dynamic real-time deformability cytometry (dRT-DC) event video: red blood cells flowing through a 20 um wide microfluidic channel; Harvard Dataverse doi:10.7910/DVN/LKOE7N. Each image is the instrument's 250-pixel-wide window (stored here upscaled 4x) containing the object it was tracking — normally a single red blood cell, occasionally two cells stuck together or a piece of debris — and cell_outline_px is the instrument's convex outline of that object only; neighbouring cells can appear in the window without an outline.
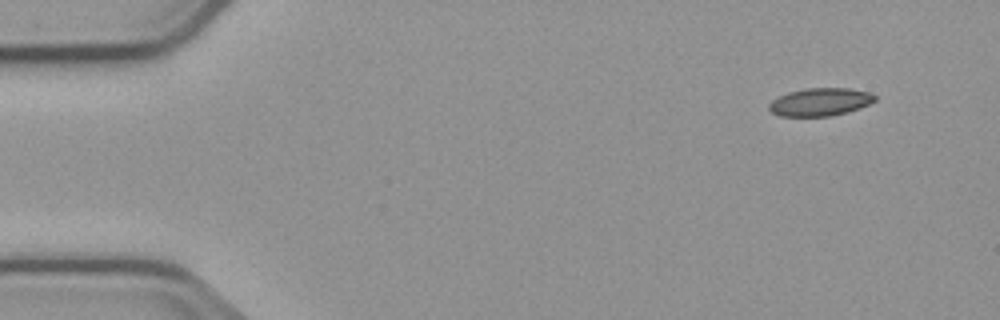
{"species": "common noctule bat (a hibernating species)", "species_latin": "Nyctalus noctula", "temperature_condition": "cold", "stored_images_in_passage": 5, "segment_of_instrument_passage": [2, 2], "camera_frame_rate_fps": 3000, "um_per_image_px": 0.085, "animal": {"sex": "male", "body_mass_g": 23.1, "forearm_length_mm": 52.7}, "frame": {"image": 1, "passage_image": 5, "time_ms": 6.333, "image_size_px": [1000, 320], "cell_outline_px": [[876, 100], [860, 108], [828, 116], [780, 116], [772, 112], [768, 108], [768, 104], [772, 100], [788, 92], [804, 88], [848, 88], [872, 92], [876, 96]], "centroid_in_image_um": [69.71, 8.65], "position_along_channel_um": 15.3, "area_um2": 17.17}}